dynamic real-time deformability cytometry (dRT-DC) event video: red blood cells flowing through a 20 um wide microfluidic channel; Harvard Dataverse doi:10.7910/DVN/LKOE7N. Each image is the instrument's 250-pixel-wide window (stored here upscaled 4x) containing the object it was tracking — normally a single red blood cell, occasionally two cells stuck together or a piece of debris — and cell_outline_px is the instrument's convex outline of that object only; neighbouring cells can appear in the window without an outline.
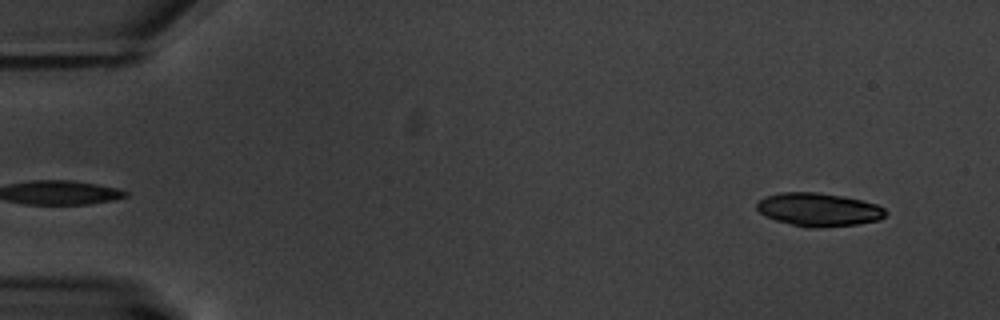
{"species": "common noctule bat (a hibernating species)", "species_latin": "Nyctalus noctula", "temperature_condition": "warm", "stored_images_in_passage": 4, "segment_of_instrument_passage": [2, 2], "camera_frame_rate_fps": 3000, "um_per_image_px": 0.085, "animal": {"sex": "male", "body_mass_g": 20.1, "forearm_length_mm": 53.5}, "frame": {"image": 1, "passage_image": 4, "time_ms": 3.333, "image_size_px": [1000, 320], "cell_outline_px": [[888, 212], [880, 220], [856, 224], [820, 228], [804, 228], [776, 220], [764, 216], [756, 208], [756, 204], [764, 196], [780, 192], [816, 192], [844, 196], [876, 204], [884, 208]], "centroid_in_image_um": [69.56, 17.82], "position_along_channel_um": 15.4, "area_um2": 25.2}}